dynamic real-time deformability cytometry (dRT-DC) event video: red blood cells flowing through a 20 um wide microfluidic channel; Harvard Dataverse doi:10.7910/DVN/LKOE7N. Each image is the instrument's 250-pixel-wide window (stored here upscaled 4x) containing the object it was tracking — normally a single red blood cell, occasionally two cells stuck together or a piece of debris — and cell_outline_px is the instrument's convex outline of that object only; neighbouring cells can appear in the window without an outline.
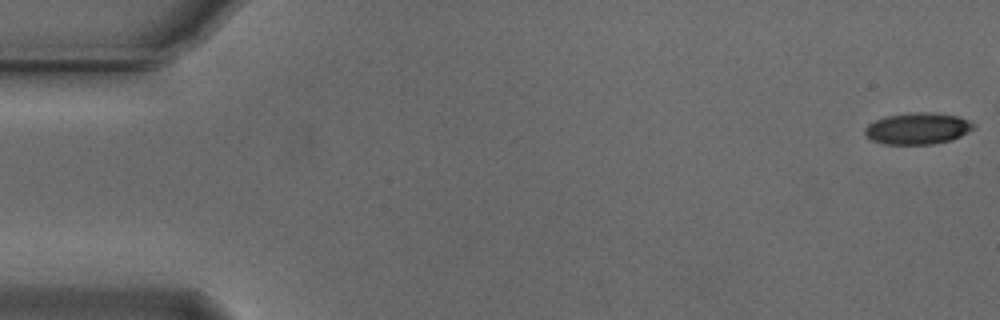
{"species": "Egyptian fruit bat (a non-hibernating species)", "species_latin": "Rousettus aegyptiacus", "temperature_condition": "cold", "stored_images_in_passage": 44, "camera_frame_rate_fps": 3000, "um_per_image_px": 0.085, "animal": {"sex": "male"}, "frame": {"image": 1, "passage_image": 1, "time_ms": 0.0, "image_size_px": [1000, 320], "cell_outline_px": [[976, 128], [960, 136], [948, 140], [932, 144], [884, 144], [872, 140], [864, 132], [864, 128], [868, 124], [876, 120], [888, 116], [920, 112], [960, 116], [976, 124]], "centroid_in_image_um": [78.03, 10.93], "position_along_channel_um": 7.0, "area_um2": 19.65}}
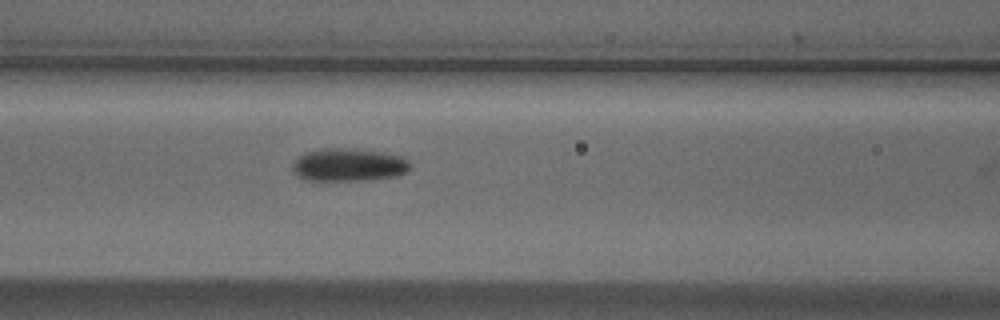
{"frame": {"image": 2, "passage_image": 23, "time_ms": 7.333, "image_size_px": [1000, 320], "cell_outline_px": [[412, 168], [408, 172], [396, 176], [368, 180], [308, 180], [296, 176], [292, 168], [292, 164], [304, 152], [320, 148], [348, 148], [380, 152], [404, 156], [412, 164]], "centroid_in_image_um": [29.67, 14.01], "position_along_channel_um": 136.9, "area_um2": 22.83}}
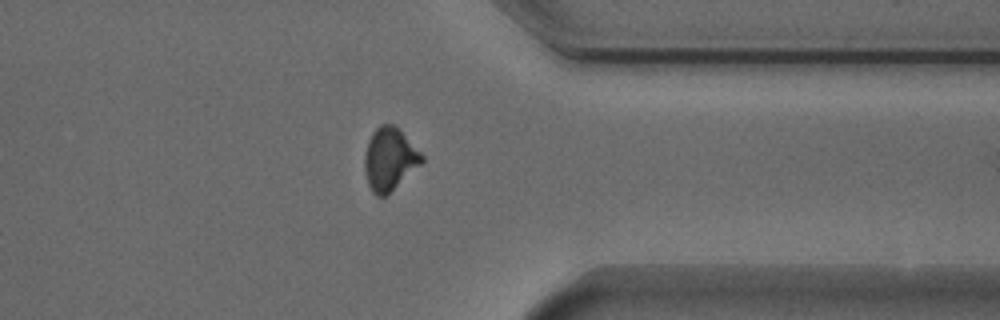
{"frame": {"image": 3, "passage_image": 43, "time_ms": 14.0, "image_size_px": [1000, 320], "cell_outline_px": [[424, 160], [420, 164], [384, 196], [376, 196], [372, 192], [368, 184], [364, 168], [364, 152], [368, 140], [372, 132], [380, 124], [392, 124], [424, 156]], "centroid_in_image_um": [33.06, 13.51], "position_along_channel_um": 378.3, "area_um2": 20.29}}